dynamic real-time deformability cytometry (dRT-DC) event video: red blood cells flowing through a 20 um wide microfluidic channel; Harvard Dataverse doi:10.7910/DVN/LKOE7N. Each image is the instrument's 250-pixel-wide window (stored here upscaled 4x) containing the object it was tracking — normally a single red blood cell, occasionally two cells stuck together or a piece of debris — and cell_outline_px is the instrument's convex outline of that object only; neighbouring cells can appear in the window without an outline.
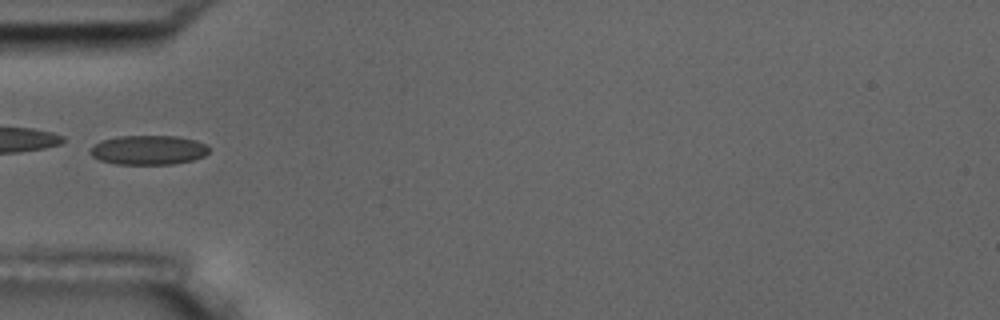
{"species": "common noctule bat (a hibernating species)", "species_latin": "Nyctalus noctula", "temperature_condition": "room temperature", "stored_images_in_passage": 37, "camera_frame_rate_fps": 3000, "um_per_image_px": 0.085, "animal": {"sex": "male", "body_mass_g": 17.5, "forearm_length_mm": 52.3}, "frame": {"image": 1, "passage_image": 1, "time_ms": 0.0, "image_size_px": [1000, 320], "cell_outline_px": [[208, 152], [204, 156], [192, 160], [172, 164], [116, 164], [100, 160], [92, 156], [88, 152], [92, 144], [100, 140], [116, 136], [176, 136], [196, 140], [204, 144], [208, 148]], "centroid_in_image_um": [12.55, 12.74], "position_along_channel_um": 72.5, "area_um2": 20.46}}
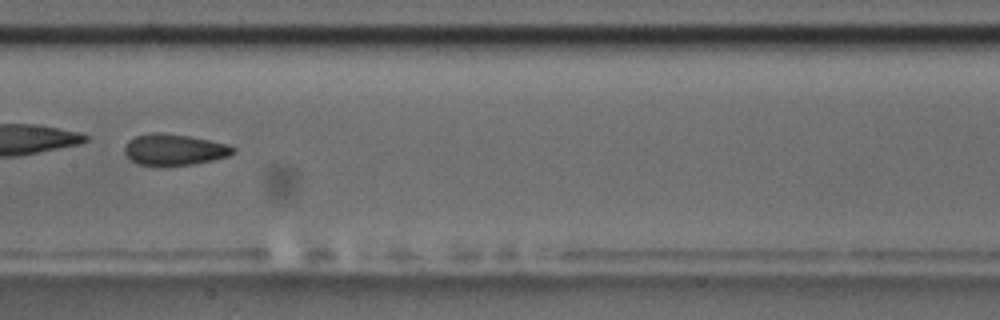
{"frame": {"image": 2, "passage_image": 11, "time_ms": 3.333, "image_size_px": [1000, 320], "cell_outline_px": [[236, 152], [228, 156], [212, 160], [192, 164], [164, 168], [160, 168], [136, 164], [124, 152], [124, 148], [128, 140], [136, 136], [152, 132], [160, 132], [188, 136], [228, 144], [236, 148]], "centroid_in_image_um": [14.78, 12.75], "position_along_channel_um": 192.6, "area_um2": 20.23}}